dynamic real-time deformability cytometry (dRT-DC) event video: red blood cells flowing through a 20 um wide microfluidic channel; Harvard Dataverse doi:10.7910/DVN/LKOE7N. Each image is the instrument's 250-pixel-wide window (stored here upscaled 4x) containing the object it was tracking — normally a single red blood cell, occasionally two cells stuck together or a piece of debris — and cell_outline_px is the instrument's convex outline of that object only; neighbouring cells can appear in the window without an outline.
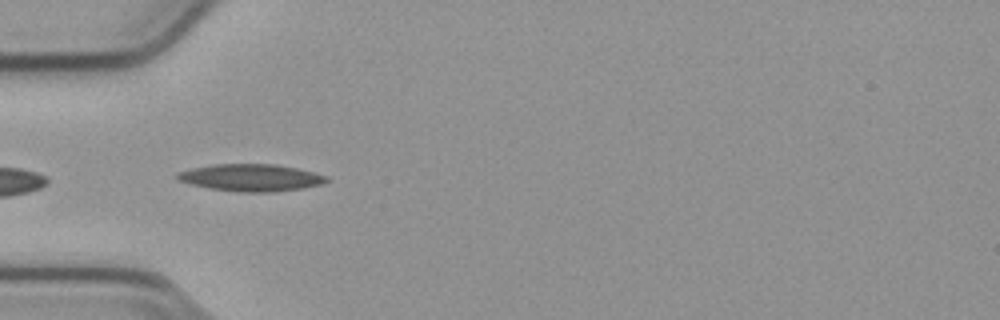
{"species": "common noctule bat (a hibernating species)", "species_latin": "Nyctalus noctula", "temperature_condition": "cold", "stored_images_in_passage": 38, "camera_frame_rate_fps": 3000, "um_per_image_px": 0.085, "animal": {"sex": "male", "body_mass_g": 23.1, "forearm_length_mm": 52.7}, "frame": {"image": 1, "passage_image": 2, "time_ms": 0.333, "image_size_px": [1000, 320], "cell_outline_px": [[328, 180], [320, 184], [304, 188], [276, 192], [240, 192], [208, 188], [176, 180], [176, 172], [192, 168], [212, 164], [276, 164], [296, 168], [328, 176]], "centroid_in_image_um": [21.3, 15.1], "position_along_channel_um": 63.7, "area_um2": 23.64}}
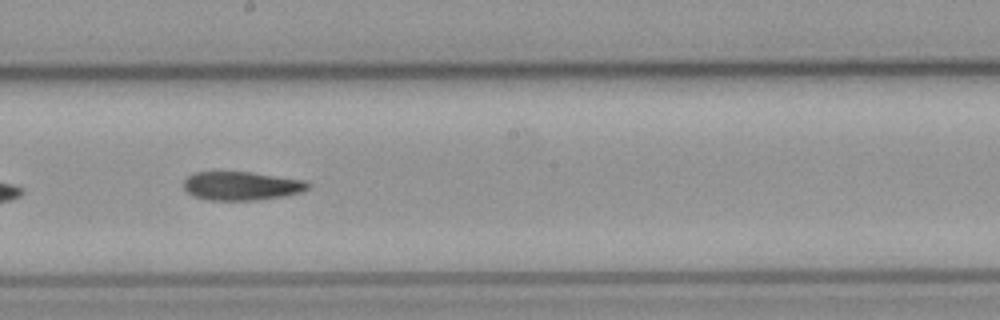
{"frame": {"image": 2, "passage_image": 15, "time_ms": 4.667, "image_size_px": [1000, 320], "cell_outline_px": [[312, 184], [308, 188], [300, 192], [284, 196], [256, 200], [208, 200], [196, 196], [188, 192], [184, 188], [184, 180], [188, 176], [196, 172], [252, 172], [304, 180]], "centroid_in_image_um": [20.55, 15.79], "position_along_channel_um": 227.7, "area_um2": 20.63}}
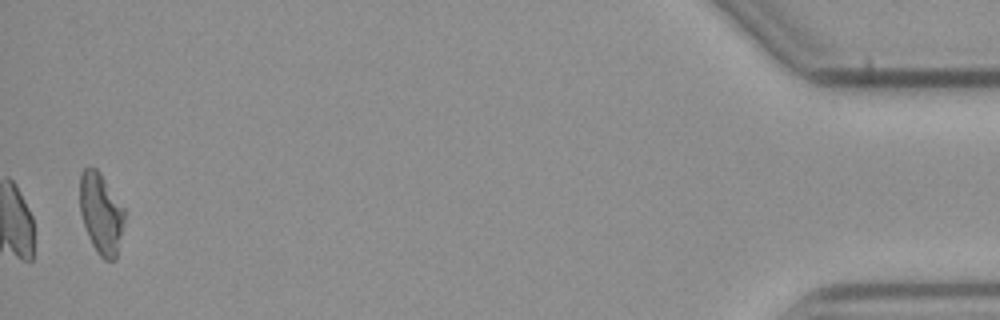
{"frame": {"image": 3, "passage_image": 38, "time_ms": 12.333, "image_size_px": [1000, 320], "cell_outline_px": [[124, 220], [116, 260], [104, 260], [96, 252], [88, 236], [80, 212], [80, 172], [84, 168], [96, 168], [100, 172], [124, 208]], "centroid_in_image_um": [8.58, 18.15], "position_along_channel_um": 426.6, "area_um2": 20.92}}